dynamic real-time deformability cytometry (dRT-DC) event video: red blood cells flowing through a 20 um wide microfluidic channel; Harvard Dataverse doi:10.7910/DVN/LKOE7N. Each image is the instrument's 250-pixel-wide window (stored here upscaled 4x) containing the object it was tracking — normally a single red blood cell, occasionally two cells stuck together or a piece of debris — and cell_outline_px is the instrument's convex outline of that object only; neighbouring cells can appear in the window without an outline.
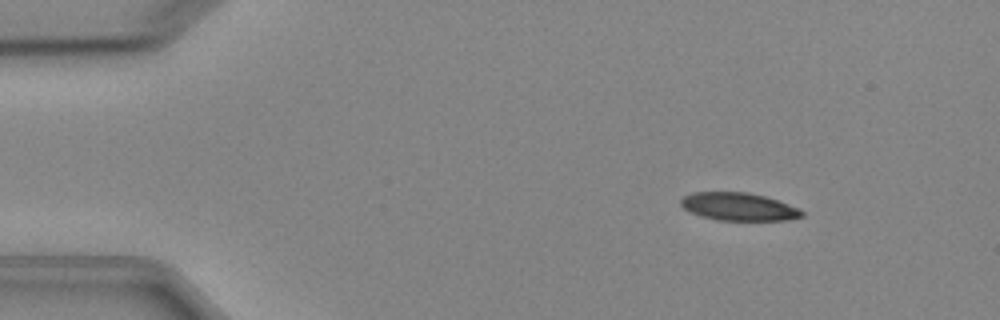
{"species": "Egyptian fruit bat (a non-hibernating species)", "species_latin": "Rousettus aegyptiacus", "temperature_condition": "cold", "stored_images_in_passage": 5, "camera_frame_rate_fps": 3000, "um_per_image_px": 0.085, "animal": {"sex": "female"}, "frame": {"image": 1, "passage_image": 2, "time_ms": 1.0, "image_size_px": [1000, 320], "cell_outline_px": [[804, 216], [788, 220], [716, 220], [700, 216], [684, 208], [680, 204], [680, 200], [684, 196], [692, 192], [748, 192], [764, 196], [800, 208], [804, 212]], "centroid_in_image_um": [62.79, 17.57], "position_along_channel_um": 22.2, "area_um2": 19.65}}